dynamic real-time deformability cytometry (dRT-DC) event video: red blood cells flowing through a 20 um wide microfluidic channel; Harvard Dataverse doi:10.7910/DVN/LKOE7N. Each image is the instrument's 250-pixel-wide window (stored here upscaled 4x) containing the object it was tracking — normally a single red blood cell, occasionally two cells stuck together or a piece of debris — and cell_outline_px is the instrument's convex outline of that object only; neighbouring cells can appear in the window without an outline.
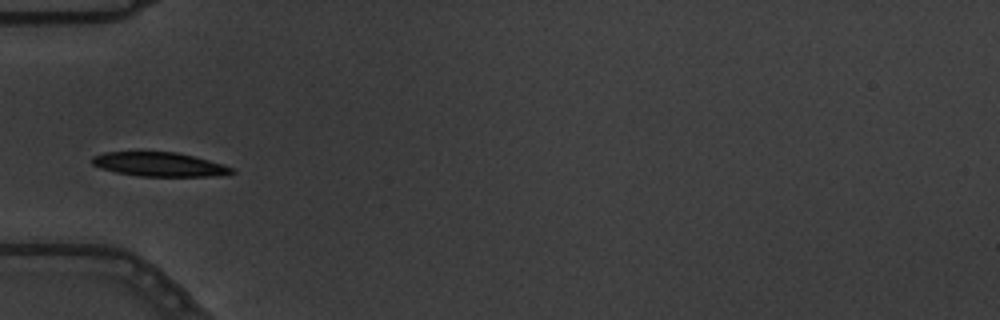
{"species": "common noctule bat (a hibernating species)", "species_latin": "Nyctalus noctula", "temperature_condition": "warm", "stored_images_in_passage": 6, "camera_frame_rate_fps": 3000, "um_per_image_px": 0.085, "animal": {"sex": "male", "body_mass_g": 19.5, "forearm_length_mm": 54.6}, "frame": {"image": 1, "passage_image": 5, "time_ms": 1.333, "image_size_px": [1000, 320], "cell_outline_px": [[236, 172], [216, 176], [140, 176], [116, 172], [100, 168], [92, 164], [92, 156], [104, 152], [176, 152], [196, 156], [224, 164], [236, 168]], "centroid_in_image_um": [13.59, 13.97], "position_along_channel_um": 71.4, "area_um2": 19.77}}